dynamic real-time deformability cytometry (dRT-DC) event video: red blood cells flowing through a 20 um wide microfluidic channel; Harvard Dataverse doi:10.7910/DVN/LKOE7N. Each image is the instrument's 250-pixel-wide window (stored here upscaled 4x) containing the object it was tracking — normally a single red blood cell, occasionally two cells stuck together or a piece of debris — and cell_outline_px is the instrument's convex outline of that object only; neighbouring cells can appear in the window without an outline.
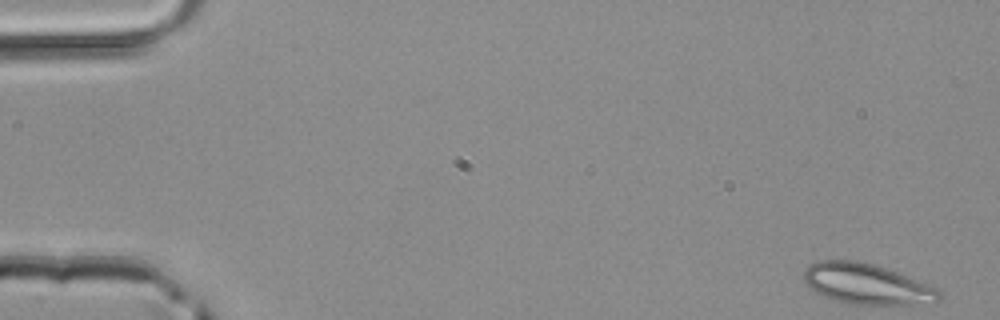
{"species": "common noctule bat (a hibernating species)", "species_latin": "Nyctalus noctula", "temperature_condition": "room temperature", "stored_images_in_passage": 47, "camera_frame_rate_fps": 3000, "um_per_image_px": 0.085, "animal": {"sex": "male", "body_mass_g": 20.4}, "frame": {"image": 1, "passage_image": 1, "time_ms": 0.0, "image_size_px": [1000, 320], "cell_outline_px": [[940, 300], [936, 304], [848, 304], [824, 296], [816, 292], [804, 284], [804, 268], [808, 264], [816, 260], [856, 260], [872, 264], [908, 276], [936, 288], [940, 292]], "centroid_in_image_um": [73.64, 24.14], "position_along_channel_um": 11.4, "area_um2": 32.08}}
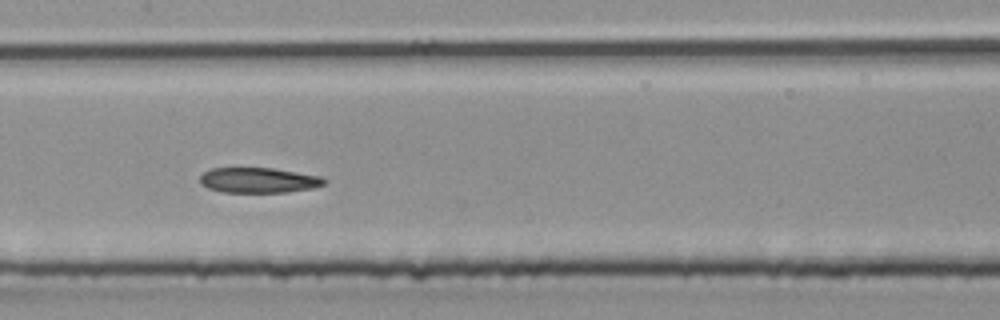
{"frame": {"image": 2, "passage_image": 23, "time_ms": 7.333, "image_size_px": [1000, 320], "cell_outline_px": [[328, 180], [324, 184], [312, 188], [288, 192], [220, 192], [208, 188], [200, 184], [200, 176], [204, 172], [212, 168], [272, 168], [320, 176]], "centroid_in_image_um": [21.96, 15.32], "position_along_channel_um": 185.4, "area_um2": 18.26}}
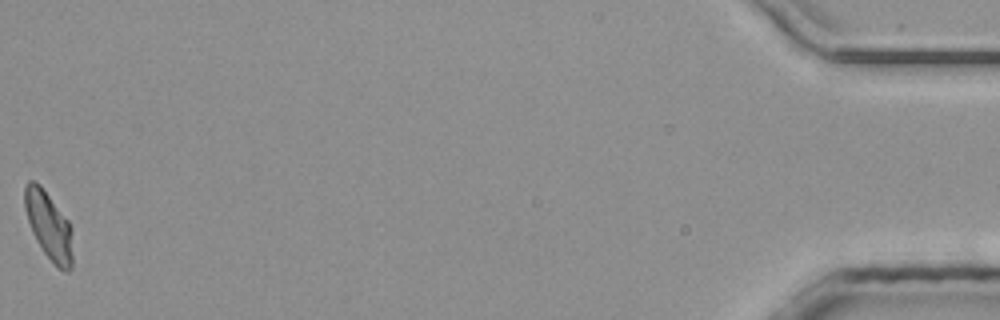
{"frame": {"image": 3, "passage_image": 47, "time_ms": 15.333, "image_size_px": [1000, 320], "cell_outline_px": [[72, 268], [68, 272], [64, 272], [56, 268], [44, 252], [36, 240], [32, 232], [24, 208], [24, 184], [28, 180], [32, 180], [40, 184], [68, 220], [72, 232]], "centroid_in_image_um": [4.14, 19.2], "position_along_channel_um": 431.1, "area_um2": 19.19}}